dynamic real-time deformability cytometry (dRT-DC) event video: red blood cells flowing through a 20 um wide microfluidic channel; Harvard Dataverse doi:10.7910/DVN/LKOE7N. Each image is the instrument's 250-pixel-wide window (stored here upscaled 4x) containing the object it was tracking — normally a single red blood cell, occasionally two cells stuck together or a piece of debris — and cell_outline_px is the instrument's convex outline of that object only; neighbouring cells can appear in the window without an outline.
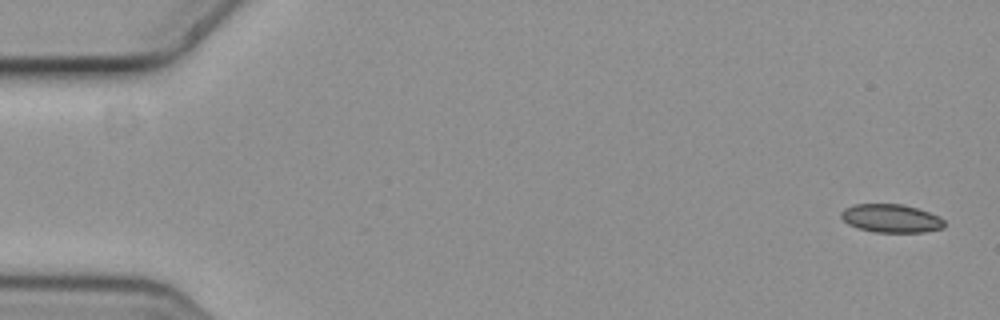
{"species": "common noctule bat (a hibernating species)", "species_latin": "Nyctalus noctula", "temperature_condition": "cold", "stored_images_in_passage": 8, "camera_frame_rate_fps": 3000, "um_per_image_px": 0.085, "animal": {"sex": "female", "body_mass_g": 19.3, "forearm_length_mm": 54.1}, "frame": {"image": 1, "passage_image": 1, "time_ms": 0.0, "image_size_px": [1000, 320], "cell_outline_px": [[944, 228], [924, 232], [872, 232], [848, 224], [840, 216], [840, 212], [844, 208], [856, 204], [904, 204], [940, 216], [944, 220]], "centroid_in_image_um": [75.75, 18.56], "position_along_channel_um": 9.3, "area_um2": 17.05}}